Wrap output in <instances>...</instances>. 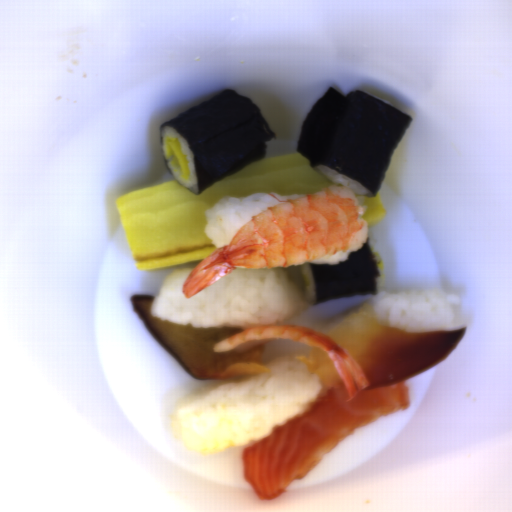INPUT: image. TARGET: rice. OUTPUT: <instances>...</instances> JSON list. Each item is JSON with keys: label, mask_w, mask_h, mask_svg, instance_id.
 I'll return each mask as SVG.
<instances>
[{"label": "rice", "mask_w": 512, "mask_h": 512, "mask_svg": "<svg viewBox=\"0 0 512 512\" xmlns=\"http://www.w3.org/2000/svg\"><path fill=\"white\" fill-rule=\"evenodd\" d=\"M298 355L305 354L271 359L266 374L217 380L186 395L172 417L178 443L205 455L249 447L311 409L322 385Z\"/></svg>", "instance_id": "obj_1"}, {"label": "rice", "mask_w": 512, "mask_h": 512, "mask_svg": "<svg viewBox=\"0 0 512 512\" xmlns=\"http://www.w3.org/2000/svg\"><path fill=\"white\" fill-rule=\"evenodd\" d=\"M194 268H178L166 278L152 317L193 328H248L291 321L305 308L300 288L282 267L239 269L185 297L183 285Z\"/></svg>", "instance_id": "obj_2"}, {"label": "rice", "mask_w": 512, "mask_h": 512, "mask_svg": "<svg viewBox=\"0 0 512 512\" xmlns=\"http://www.w3.org/2000/svg\"><path fill=\"white\" fill-rule=\"evenodd\" d=\"M460 299L440 288L380 292L370 304L383 325L411 332L462 329L456 309Z\"/></svg>", "instance_id": "obj_3"}, {"label": "rice", "mask_w": 512, "mask_h": 512, "mask_svg": "<svg viewBox=\"0 0 512 512\" xmlns=\"http://www.w3.org/2000/svg\"><path fill=\"white\" fill-rule=\"evenodd\" d=\"M305 194L279 195L254 192L247 196H226L206 211L205 235L218 247L229 245L242 227L256 214L270 206L291 201Z\"/></svg>", "instance_id": "obj_4"}, {"label": "rice", "mask_w": 512, "mask_h": 512, "mask_svg": "<svg viewBox=\"0 0 512 512\" xmlns=\"http://www.w3.org/2000/svg\"><path fill=\"white\" fill-rule=\"evenodd\" d=\"M175 137L181 143V151L183 155L187 158L189 170L191 176L186 178H182L181 171L177 164V161L173 154L170 152L166 145V140L170 137ZM160 140H161V148L167 163V166L172 174V176L176 179V181L182 186L186 187L193 193H198V185H197V177H196V169L195 163L192 155L191 147L188 141L182 136L175 128L169 126H162L160 129Z\"/></svg>", "instance_id": "obj_5"}, {"label": "rice", "mask_w": 512, "mask_h": 512, "mask_svg": "<svg viewBox=\"0 0 512 512\" xmlns=\"http://www.w3.org/2000/svg\"><path fill=\"white\" fill-rule=\"evenodd\" d=\"M316 170L329 179L334 184L340 186H347L356 196L370 197L372 193L364 185L356 181L355 179L341 174L333 169L326 166H317Z\"/></svg>", "instance_id": "obj_6"}, {"label": "rice", "mask_w": 512, "mask_h": 512, "mask_svg": "<svg viewBox=\"0 0 512 512\" xmlns=\"http://www.w3.org/2000/svg\"><path fill=\"white\" fill-rule=\"evenodd\" d=\"M359 307L350 308L346 311H343V312L335 315L334 317H332L328 320L319 322L315 326L314 329L320 330L322 333H324L327 336L337 325H339L343 320H345L349 315H351Z\"/></svg>", "instance_id": "obj_7"}, {"label": "rice", "mask_w": 512, "mask_h": 512, "mask_svg": "<svg viewBox=\"0 0 512 512\" xmlns=\"http://www.w3.org/2000/svg\"><path fill=\"white\" fill-rule=\"evenodd\" d=\"M300 273L308 277L309 283L308 286L304 290V296L308 302V304L314 305L316 299V290H315V282L312 275L310 263L302 264L299 268Z\"/></svg>", "instance_id": "obj_8"}, {"label": "rice", "mask_w": 512, "mask_h": 512, "mask_svg": "<svg viewBox=\"0 0 512 512\" xmlns=\"http://www.w3.org/2000/svg\"><path fill=\"white\" fill-rule=\"evenodd\" d=\"M351 252L335 254V255L323 257V258L308 261V262L314 263V264H322V265H331L332 266V265H335V264H338V263H341V262H344L345 260H347L348 257L350 256Z\"/></svg>", "instance_id": "obj_9"}, {"label": "rice", "mask_w": 512, "mask_h": 512, "mask_svg": "<svg viewBox=\"0 0 512 512\" xmlns=\"http://www.w3.org/2000/svg\"><path fill=\"white\" fill-rule=\"evenodd\" d=\"M378 269V268H377ZM379 273H380V276L377 277L376 279V287L377 286H382L384 285L385 283V274H384V271L383 269H378Z\"/></svg>", "instance_id": "obj_10"}]
</instances>
